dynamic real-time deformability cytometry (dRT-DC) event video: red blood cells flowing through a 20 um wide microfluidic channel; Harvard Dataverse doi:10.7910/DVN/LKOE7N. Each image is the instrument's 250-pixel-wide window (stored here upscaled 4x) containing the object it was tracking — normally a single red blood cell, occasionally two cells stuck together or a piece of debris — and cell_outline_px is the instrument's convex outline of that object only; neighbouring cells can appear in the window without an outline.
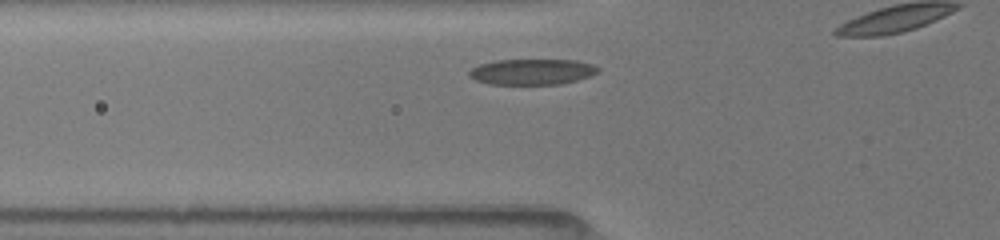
{"species": "common noctule bat (a hibernating species)", "species_latin": "Nyctalus noctula", "temperature_condition": "room temperature", "stored_images_in_passage": 10, "camera_frame_rate_fps": 3000, "um_per_image_px": 0.085, "animal": {"sex": "female", "body_mass_g": 19.5, "forearm_length_mm": 54.1}, "frame": {"image": 1, "passage_image": 2, "time_ms": 0.333, "image_size_px": [1000, 240], "cell_outline_px": [[600, 68], [596, 72], [588, 76], [576, 80], [560, 84], [488, 84], [476, 80], [468, 76], [468, 72], [472, 68], [480, 64], [496, 60], [576, 60], [592, 64]], "centroid_in_image_um": [45.19, 6.1], "position_along_channel_um": 80.6, "area_um2": 19.19}}
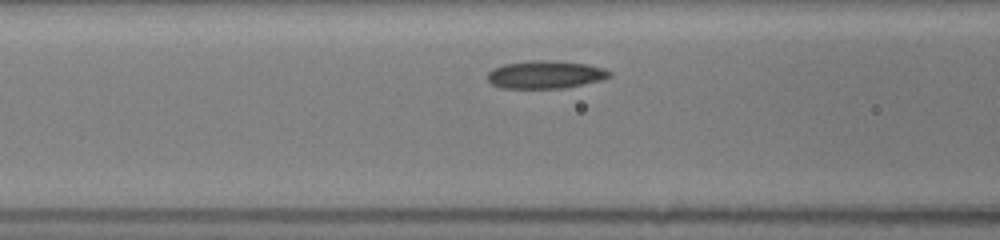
{"frame": {"image": 2, "passage_image": 5, "time_ms": 1.333, "image_size_px": [1000, 240], "cell_outline_px": [[612, 76], [600, 80], [564, 88], [500, 88], [492, 84], [488, 80], [488, 72], [492, 68], [504, 64], [532, 60], [548, 60], [588, 64], [604, 68], [612, 72]], "centroid_in_image_um": [46.35, 6.34], "position_along_channel_um": 120.2, "area_um2": 19.83}}
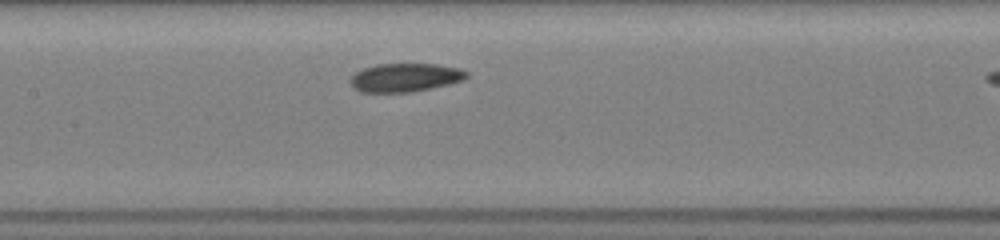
{"frame": {"image": 3, "passage_image": 9, "time_ms": 2.667, "image_size_px": [1000, 240], "cell_outline_px": [[468, 76], [464, 80], [432, 88], [412, 92], [360, 92], [352, 88], [348, 80], [356, 72], [364, 68], [376, 64], [436, 64], [460, 68], [468, 72]], "centroid_in_image_um": [34.42, 6.59], "position_along_channel_um": 173.0, "area_um2": 19.48}}